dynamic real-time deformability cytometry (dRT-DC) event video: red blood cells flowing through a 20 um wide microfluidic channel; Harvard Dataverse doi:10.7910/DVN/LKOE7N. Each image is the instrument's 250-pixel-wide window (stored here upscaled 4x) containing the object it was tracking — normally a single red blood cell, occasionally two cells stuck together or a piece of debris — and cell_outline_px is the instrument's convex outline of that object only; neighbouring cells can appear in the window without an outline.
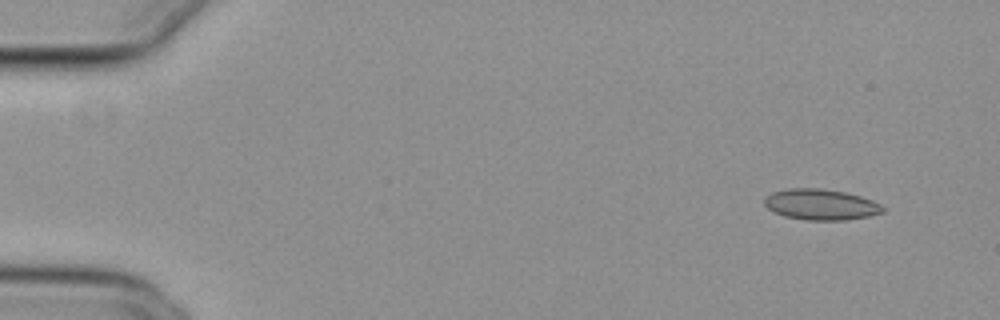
{"species": "common noctule bat (a hibernating species)", "species_latin": "Nyctalus noctula", "temperature_condition": "cold", "stored_images_in_passage": 52, "camera_frame_rate_fps": 3000, "um_per_image_px": 0.085, "animal": {"sex": "female", "body_mass_g": 29.2, "forearm_length_mm": 56.3}, "frame": {"image": 1, "passage_image": 4, "time_ms": 1.0, "image_size_px": [1000, 320], "cell_outline_px": [[884, 212], [872, 216], [844, 220], [808, 220], [784, 216], [768, 208], [764, 204], [764, 196], [772, 192], [788, 188], [820, 188], [844, 192], [860, 196], [872, 200], [880, 204], [884, 208]], "centroid_in_image_um": [69.77, 17.38], "position_along_channel_um": 15.2, "area_um2": 21.33}}
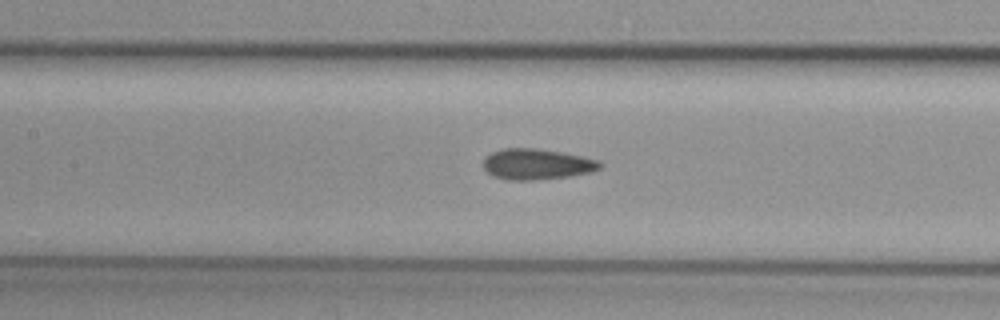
{"frame": {"image": 2, "passage_image": 25, "time_ms": 8.0, "image_size_px": [1000, 320], "cell_outline_px": [[600, 168], [592, 172], [572, 176], [536, 180], [508, 180], [492, 176], [484, 168], [484, 160], [492, 152], [504, 148], [536, 148], [560, 152], [600, 160]], "centroid_in_image_um": [45.64, 13.96], "position_along_channel_um": 161.8, "area_um2": 20.87}}
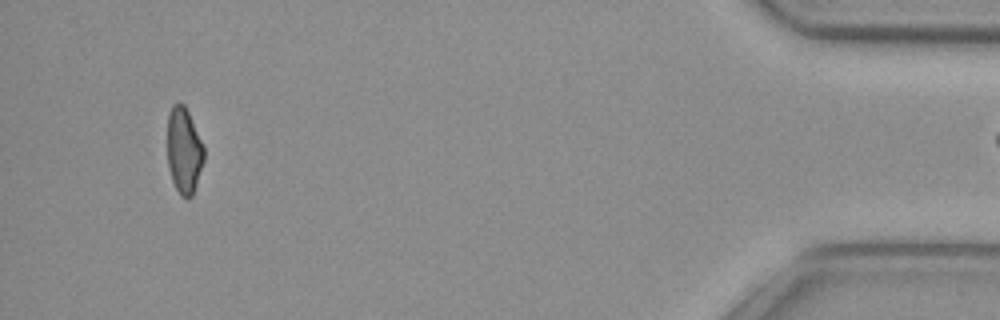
{"frame": {"image": 3, "passage_image": 51, "time_ms": 16.667, "image_size_px": [1000, 320], "cell_outline_px": [[204, 160], [192, 196], [188, 200], [180, 196], [172, 180], [168, 168], [168, 112], [172, 104], [180, 100], [184, 104], [188, 112], [204, 148]], "centroid_in_image_um": [15.62, 12.79], "position_along_channel_um": 419.6, "area_um2": 18.38}}